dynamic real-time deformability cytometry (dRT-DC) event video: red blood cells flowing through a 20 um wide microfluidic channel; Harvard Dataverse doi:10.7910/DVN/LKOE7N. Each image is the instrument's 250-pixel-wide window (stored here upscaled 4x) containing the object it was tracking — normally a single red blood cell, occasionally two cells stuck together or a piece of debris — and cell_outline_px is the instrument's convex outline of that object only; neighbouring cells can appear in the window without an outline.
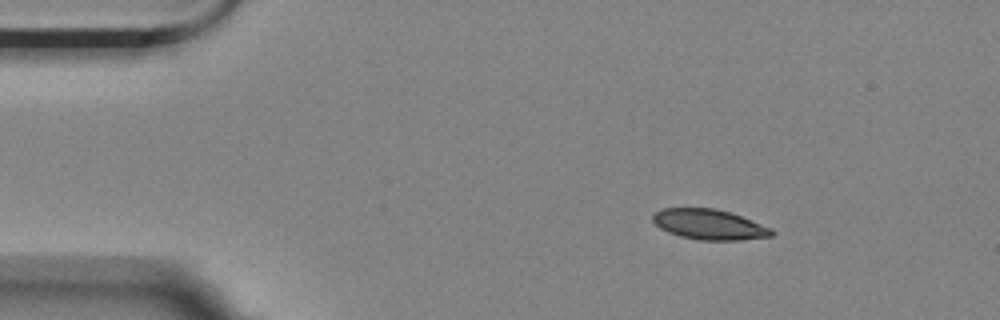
{"species": "Egyptian fruit bat (a non-hibernating species)", "species_latin": "Rousettus aegyptiacus", "temperature_condition": "room temperature", "stored_images_in_passage": 4, "segment_of_instrument_passage": [1, 2], "camera_frame_rate_fps": 3000, "um_per_image_px": 0.085, "animal": {"sex": "female"}, "frame": {"image": 1, "passage_image": 2, "time_ms": 0.333, "image_size_px": [1000, 320], "cell_outline_px": [[776, 232], [772, 236], [740, 240], [700, 240], [680, 236], [668, 232], [660, 228], [652, 220], [652, 212], [660, 208], [716, 208], [740, 216], [772, 228]], "centroid_in_image_um": [60.26, 19.07], "position_along_channel_um": 24.7, "area_um2": 21.04}}